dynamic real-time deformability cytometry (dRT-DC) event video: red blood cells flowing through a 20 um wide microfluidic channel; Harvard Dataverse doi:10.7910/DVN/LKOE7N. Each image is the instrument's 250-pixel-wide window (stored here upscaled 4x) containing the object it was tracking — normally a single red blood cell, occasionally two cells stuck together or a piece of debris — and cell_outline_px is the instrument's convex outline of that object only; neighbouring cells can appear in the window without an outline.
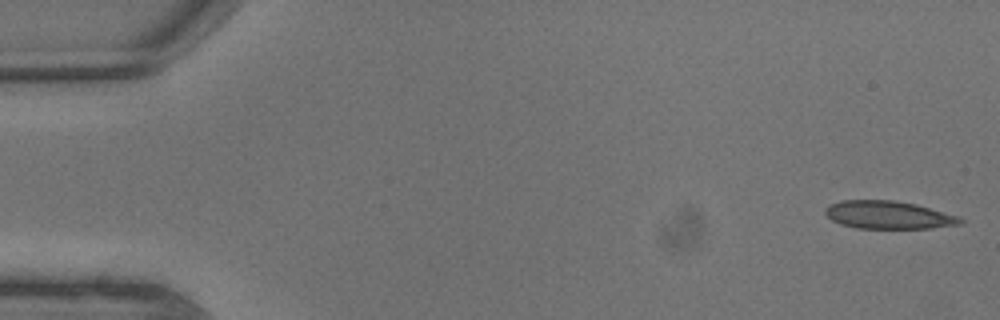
{"species": "common noctule bat (a hibernating species)", "species_latin": "Nyctalus noctula", "temperature_condition": "warm", "stored_images_in_passage": 6, "camera_frame_rate_fps": 3000, "um_per_image_px": 0.085, "animal": {"sex": "male", "body_mass_g": 13.3}, "frame": {"image": 1, "passage_image": 1, "time_ms": 0.0, "image_size_px": [1000, 320], "cell_outline_px": [[964, 220], [960, 224], [932, 228], [856, 228], [840, 224], [832, 220], [824, 212], [824, 208], [840, 200], [892, 200], [916, 204], [956, 216]], "centroid_in_image_um": [75.47, 18.27], "position_along_channel_um": 9.5, "area_um2": 21.73}}
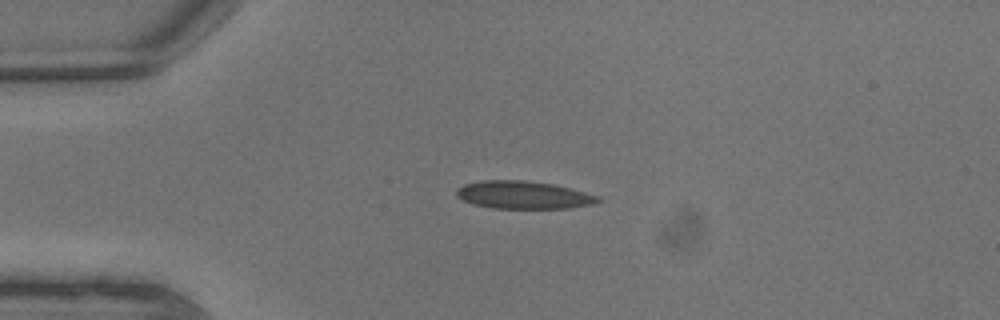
{"frame": {"image": 2, "passage_image": 5, "time_ms": 1.333, "image_size_px": [1000, 320], "cell_outline_px": [[604, 200], [592, 204], [568, 208], [492, 208], [472, 204], [456, 196], [456, 188], [464, 184], [484, 180], [524, 180], [552, 184], [600, 196]], "centroid_in_image_um": [44.47, 16.57], "position_along_channel_um": 40.5, "area_um2": 22.83}}